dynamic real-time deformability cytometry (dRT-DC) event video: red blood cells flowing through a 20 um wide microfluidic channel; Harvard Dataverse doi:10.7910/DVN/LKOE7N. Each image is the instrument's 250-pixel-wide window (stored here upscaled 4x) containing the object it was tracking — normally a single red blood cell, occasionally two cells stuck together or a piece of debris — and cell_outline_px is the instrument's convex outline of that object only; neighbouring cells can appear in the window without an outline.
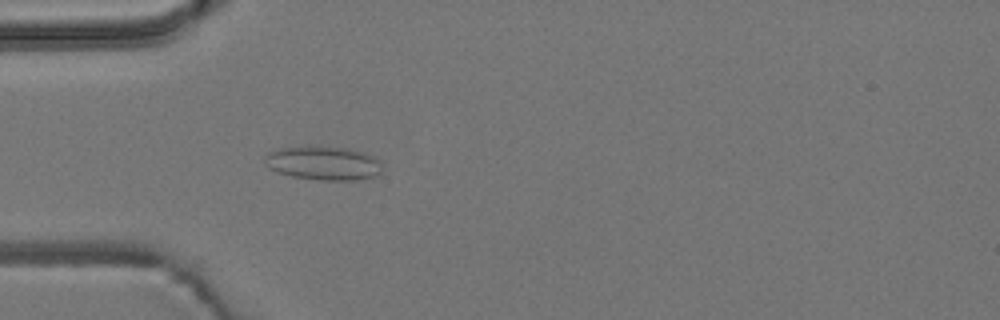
{"species": "common noctule bat (a hibernating species)", "species_latin": "Nyctalus noctula", "temperature_condition": "room temperature", "stored_images_in_passage": 39, "camera_frame_rate_fps": 3000, "um_per_image_px": 0.085, "animal": {"sex": "male", "body_mass_g": 19.2, "forearm_length_mm": 51.8}, "frame": {"image": 1, "passage_image": 2, "time_ms": 0.333, "image_size_px": [1000, 320], "cell_outline_px": [[380, 172], [376, 176], [356, 180], [320, 180], [292, 176], [276, 172], [268, 168], [264, 164], [264, 156], [268, 152], [280, 148], [344, 148], [364, 152], [380, 160]], "centroid_in_image_um": [27.46, 13.9], "position_along_channel_um": 57.5, "area_um2": 22.72}}
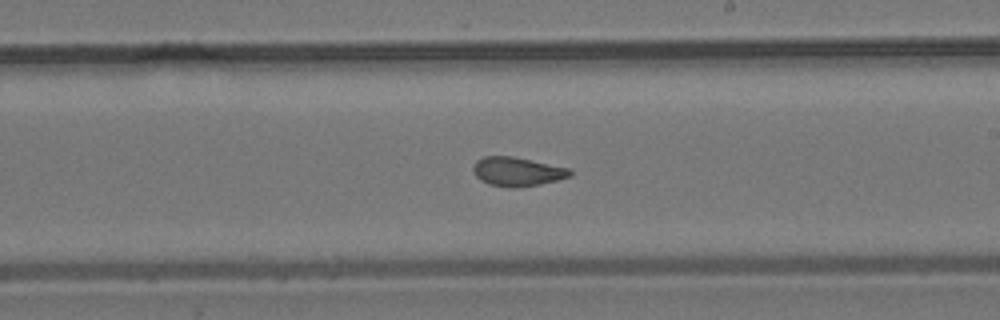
{"frame": {"image": 2, "passage_image": 17, "time_ms": 5.333, "image_size_px": [1000, 320], "cell_outline_px": [[572, 176], [556, 180], [536, 184], [488, 184], [480, 180], [476, 176], [472, 168], [476, 160], [484, 156], [512, 156], [568, 168], [572, 172]], "centroid_in_image_um": [43.94, 14.52], "position_along_channel_um": 245.1, "area_um2": 15.43}}
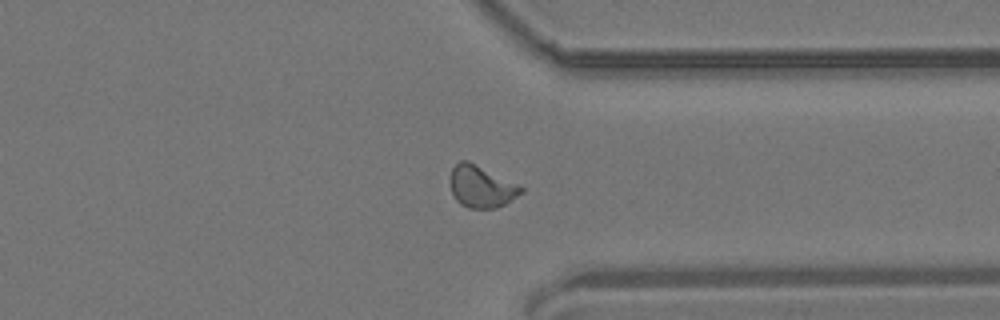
{"frame": {"image": 3, "passage_image": 27, "time_ms": 8.667, "image_size_px": [1000, 320], "cell_outline_px": [[524, 192], [504, 204], [496, 208], [468, 208], [460, 204], [456, 200], [452, 192], [452, 168], [460, 160], [468, 160], [520, 184], [524, 188]], "centroid_in_image_um": [40.96, 15.85], "position_along_channel_um": 370.4, "area_um2": 17.28}, "authors_computed_cell_mechanics": {"area_um2": 16.3574, "velocity_mm_per_s": 3.8355, "shape_relaxation_time_tau1_ms": null, "shape_relaxation_time_tau2_ms": 1.225, "deformation_change_tau1": null, "deformation_change_tau2": 0.0796}}